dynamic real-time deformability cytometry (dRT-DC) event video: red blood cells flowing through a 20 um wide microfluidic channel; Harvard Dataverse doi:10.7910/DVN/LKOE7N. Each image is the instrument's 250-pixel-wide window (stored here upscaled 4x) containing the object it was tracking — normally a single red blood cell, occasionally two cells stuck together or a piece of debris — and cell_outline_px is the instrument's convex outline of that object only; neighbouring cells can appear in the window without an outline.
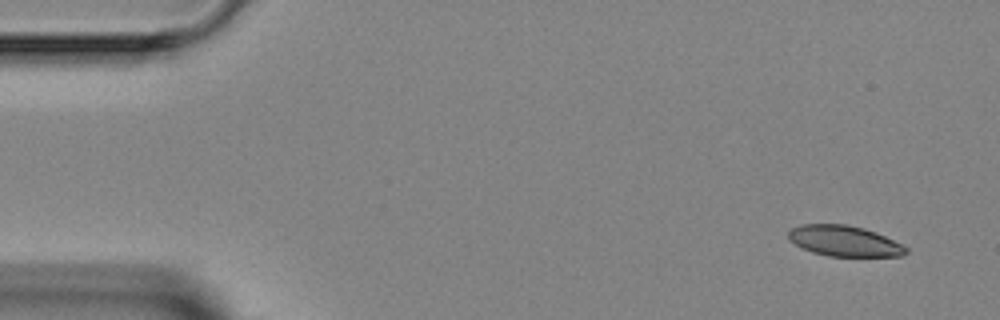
{"species": "Egyptian fruit bat (a non-hibernating species)", "species_latin": "Rousettus aegyptiacus", "temperature_condition": "room temperature", "stored_images_in_passage": 5, "segment_of_instrument_passage": [2, 2], "camera_frame_rate_fps": 3000, "um_per_image_px": 0.085, "animal": {"sex": "female"}, "frame": {"image": 1, "passage_image": 5, "time_ms": 7.333, "image_size_px": [1000, 320], "cell_outline_px": [[908, 252], [904, 256], [828, 256], [812, 252], [788, 240], [788, 232], [792, 228], [800, 224], [848, 224], [864, 228], [876, 232], [904, 244], [908, 248]], "centroid_in_image_um": [71.81, 20.48], "position_along_channel_um": 13.2, "area_um2": 21.21}}